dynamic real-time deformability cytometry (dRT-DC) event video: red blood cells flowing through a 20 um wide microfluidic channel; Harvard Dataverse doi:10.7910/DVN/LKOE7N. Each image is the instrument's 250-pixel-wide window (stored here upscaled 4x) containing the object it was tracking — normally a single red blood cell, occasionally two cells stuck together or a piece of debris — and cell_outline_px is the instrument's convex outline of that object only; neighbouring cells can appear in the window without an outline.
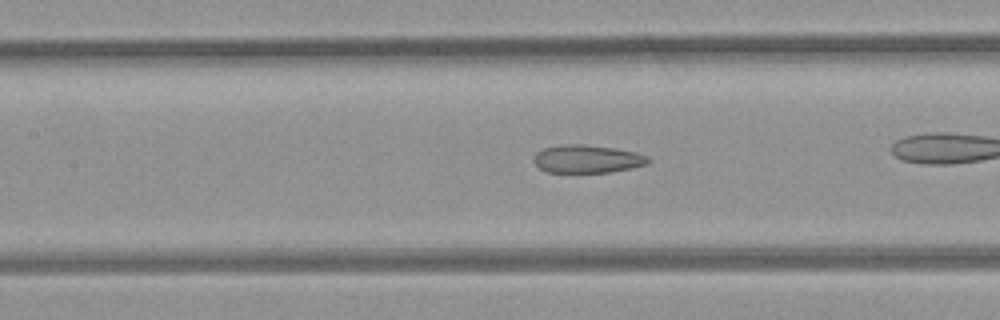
{"species": "common noctule bat (a hibernating species)", "species_latin": "Nyctalus noctula", "temperature_condition": "room temperature", "stored_images_in_passage": 30, "camera_frame_rate_fps": 3000, "um_per_image_px": 0.085, "animal": {"sex": "female", "body_mass_g": 21.9}, "frame": {"image": 1, "passage_image": 13, "time_ms": 4.0, "image_size_px": [1000, 320], "cell_outline_px": [[652, 160], [648, 164], [632, 168], [608, 172], [548, 172], [540, 168], [532, 160], [536, 152], [544, 148], [560, 144], [584, 144], [616, 148], [636, 152], [648, 156]], "centroid_in_image_um": [49.93, 13.5], "position_along_channel_um": 157.5, "area_um2": 18.84}}
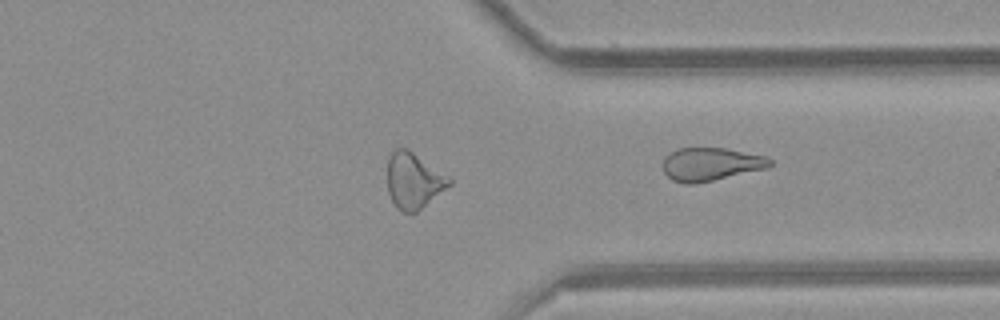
{"frame": {"image": 2, "passage_image": 30, "time_ms": 9.667, "image_size_px": [1000, 320], "cell_outline_px": [[772, 164], [768, 168], [696, 184], [684, 184], [672, 180], [664, 172], [664, 156], [680, 148], [724, 148], [764, 156], [772, 160]], "centroid_in_image_um": [60.41, 13.97], "position_along_channel_um": 351.0, "area_um2": 20.58}}